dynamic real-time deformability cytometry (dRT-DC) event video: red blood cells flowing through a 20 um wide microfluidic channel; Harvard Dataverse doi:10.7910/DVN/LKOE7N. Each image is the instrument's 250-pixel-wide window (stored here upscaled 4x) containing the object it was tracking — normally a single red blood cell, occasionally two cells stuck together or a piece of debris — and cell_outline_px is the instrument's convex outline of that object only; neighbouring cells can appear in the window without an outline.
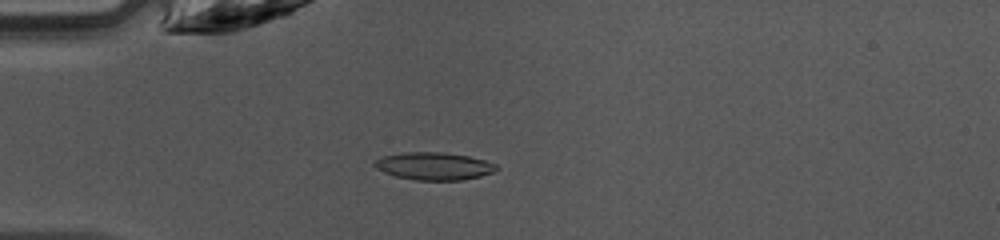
{"species": "common noctule bat (a hibernating species)", "species_latin": "Nyctalus noctula", "temperature_condition": "warm", "stored_images_in_passage": 39, "camera_frame_rate_fps": 3000, "um_per_image_px": 0.085, "animal": {"sex": "female", "body_mass_g": 10.0, "forearm_length_mm": 53.1}, "frame": {"image": 1, "passage_image": 5, "time_ms": 1.333, "image_size_px": [1000, 240], "cell_outline_px": [[500, 168], [492, 172], [480, 176], [464, 180], [416, 180], [396, 176], [384, 172], [376, 168], [372, 164], [376, 160], [384, 156], [404, 152], [444, 152], [468, 156], [484, 160], [496, 164]], "centroid_in_image_um": [36.9, 14.12], "position_along_channel_um": 48.1, "area_um2": 19.54}}
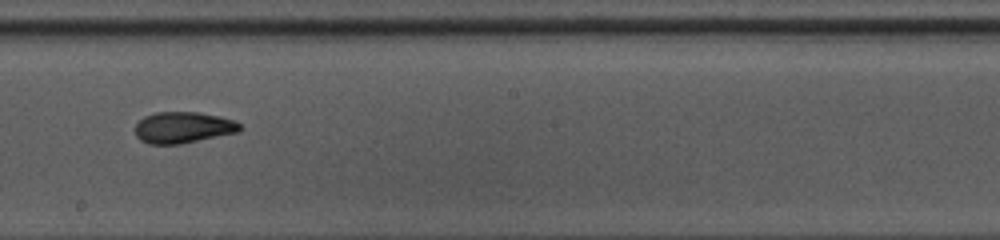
{"frame": {"image": 2, "passage_image": 19, "time_ms": 6.0, "image_size_px": [1000, 240], "cell_outline_px": [[244, 128], [240, 132], [180, 144], [148, 144], [140, 140], [136, 136], [136, 124], [144, 116], [156, 112], [200, 112], [220, 116], [232, 120], [240, 124]], "centroid_in_image_um": [15.59, 10.84], "position_along_channel_um": 232.6, "area_um2": 19.25}}
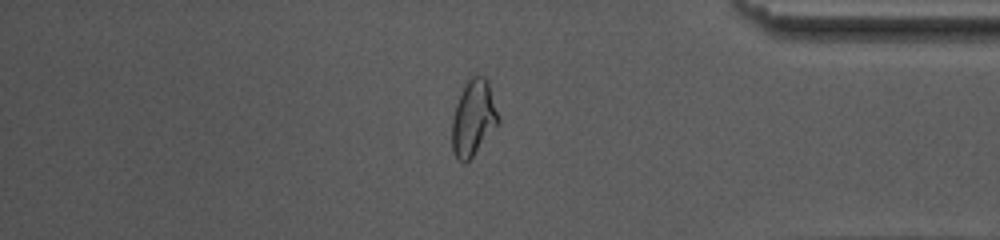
{"frame": {"image": 3, "passage_image": 32, "time_ms": 10.333, "image_size_px": [1000, 240], "cell_outline_px": [[500, 120], [472, 156], [464, 164], [456, 160], [452, 148], [452, 120], [456, 104], [464, 84], [472, 76], [484, 76], [488, 80]], "centroid_in_image_um": [40.21, 10.02], "position_along_channel_um": 395.0, "area_um2": 20.17}, "authors_computed_cell_mechanics": {"area_um2": 19.1896, "velocity_mm_per_s": 4.2322, "shape_relaxation_time_tau1_ms": 3.9474, "shape_relaxation_time_tau2_ms": 2.0963, "deformation_change_tau1": 0.1767, "deformation_change_tau2": 0.0615}}